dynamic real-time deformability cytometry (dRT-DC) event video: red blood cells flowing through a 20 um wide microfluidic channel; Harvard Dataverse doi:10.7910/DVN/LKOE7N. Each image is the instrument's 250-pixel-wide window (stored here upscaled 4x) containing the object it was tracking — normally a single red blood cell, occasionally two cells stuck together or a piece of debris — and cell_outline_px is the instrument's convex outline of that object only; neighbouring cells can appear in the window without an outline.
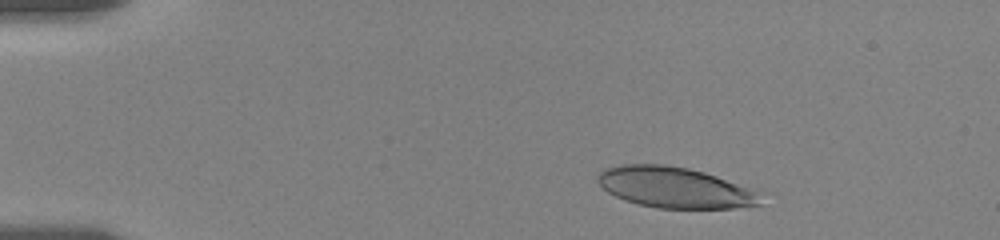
{"species": "human", "species_latin": "Homo sapiens", "temperature_condition": "room temperature", "stored_images_in_passage": 47, "camera_frame_rate_fps": 3000, "um_per_image_px": 0.085, "donor": {"sex": "female"}, "frame": {"image": 1, "passage_image": 6, "time_ms": 1.667, "image_size_px": [1000, 240], "cell_outline_px": [[760, 204], [732, 208], [656, 208], [624, 200], [608, 192], [596, 180], [596, 176], [604, 168], [620, 164], [664, 164], [688, 168], [704, 172], [716, 176], [744, 188], [752, 192]], "centroid_in_image_um": [57.18, 15.92], "position_along_channel_um": 27.8, "area_um2": 37.8}}
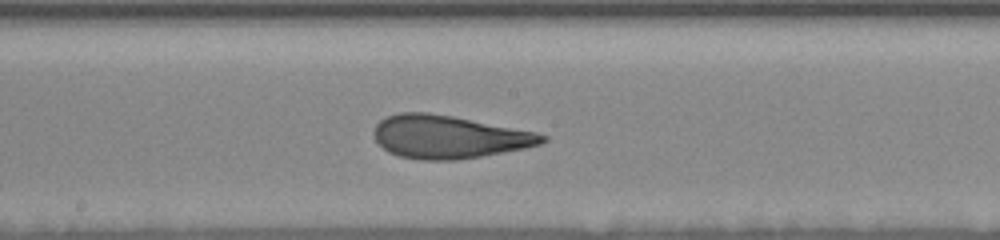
{"frame": {"image": 2, "passage_image": 28, "time_ms": 9.0, "image_size_px": [1000, 240], "cell_outline_px": [[548, 140], [540, 144], [524, 148], [480, 156], [456, 160], [420, 160], [400, 156], [388, 152], [376, 140], [372, 132], [376, 124], [380, 120], [388, 116], [400, 112], [428, 112], [452, 116], [536, 132], [548, 136]], "centroid_in_image_um": [38.12, 11.63], "position_along_channel_um": 210.1, "area_um2": 41.96}}
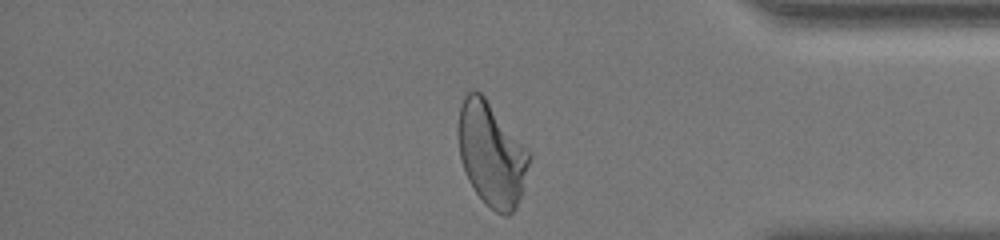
{"frame": {"image": 3, "passage_image": 45, "time_ms": 14.667, "image_size_px": [1000, 240], "cell_outline_px": [[532, 156], [520, 196], [516, 208], [508, 216], [504, 216], [496, 212], [484, 204], [468, 180], [460, 156], [456, 128], [460, 104], [464, 96], [468, 92], [480, 92], [484, 96]], "centroid_in_image_um": [41.74, 13.13], "position_along_channel_um": 393.5, "area_um2": 42.66}, "authors_computed_cell_mechanics": {"area_um2": 41.616, "velocity_mm_per_s": 3.5467, "shape_relaxation_time_tau1_ms": 7.8356, "shape_relaxation_time_tau2_ms": 1.2, "deformation_change_tau1": 0.2486, "deformation_change_tau2": 0.102}}